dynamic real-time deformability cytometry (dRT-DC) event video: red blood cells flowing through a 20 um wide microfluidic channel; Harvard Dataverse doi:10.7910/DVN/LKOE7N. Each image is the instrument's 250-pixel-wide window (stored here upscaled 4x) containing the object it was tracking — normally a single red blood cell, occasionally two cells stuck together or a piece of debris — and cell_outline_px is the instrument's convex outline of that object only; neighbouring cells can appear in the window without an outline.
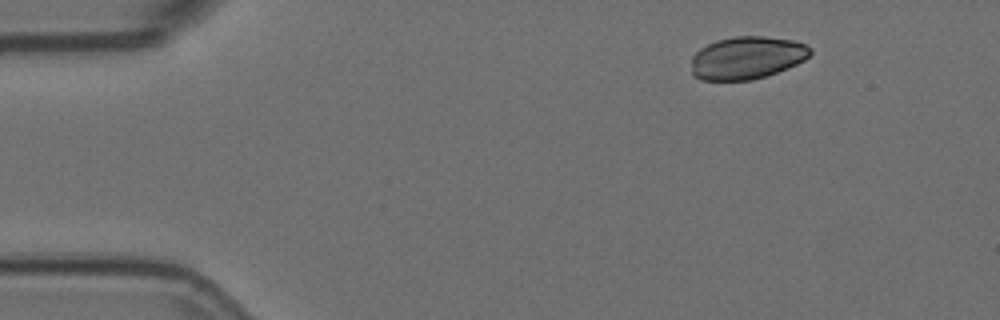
{"species": "Egyptian fruit bat (a non-hibernating species)", "species_latin": "Rousettus aegyptiacus", "temperature_condition": "room temperature", "stored_images_in_passage": 6, "camera_frame_rate_fps": 3000, "um_per_image_px": 0.085, "animal": {"sex": "female"}, "frame": {"image": 1, "passage_image": 2, "time_ms": 0.333, "image_size_px": [1000, 320], "cell_outline_px": [[812, 52], [804, 60], [788, 68], [752, 80], [700, 80], [692, 72], [692, 56], [700, 48], [716, 40], [736, 36], [764, 36], [792, 40], [804, 44], [812, 48]], "centroid_in_image_um": [63.48, 4.9], "position_along_channel_um": 21.5, "area_um2": 29.48}}
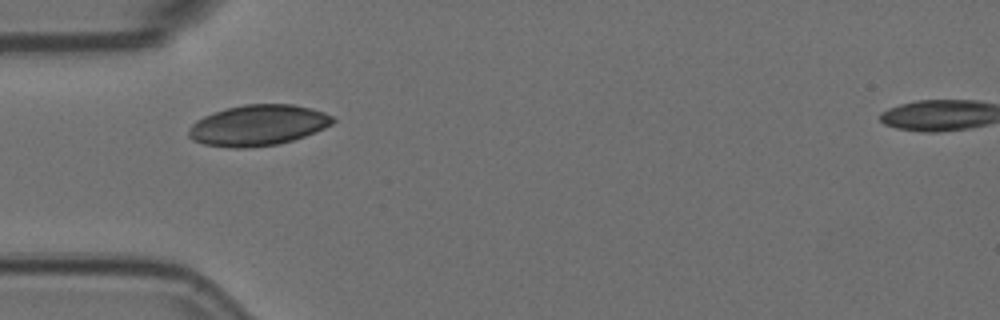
{"frame": {"image": 2, "passage_image": 5, "time_ms": 1.333, "image_size_px": [1000, 320], "cell_outline_px": [[336, 120], [332, 124], [324, 128], [304, 136], [292, 140], [276, 144], [244, 148], [232, 148], [204, 144], [192, 140], [188, 136], [188, 132], [192, 124], [196, 120], [204, 116], [228, 108], [244, 104], [292, 104], [312, 108], [324, 112], [332, 116]], "centroid_in_image_um": [21.93, 10.64], "position_along_channel_um": 63.1, "area_um2": 34.04}}
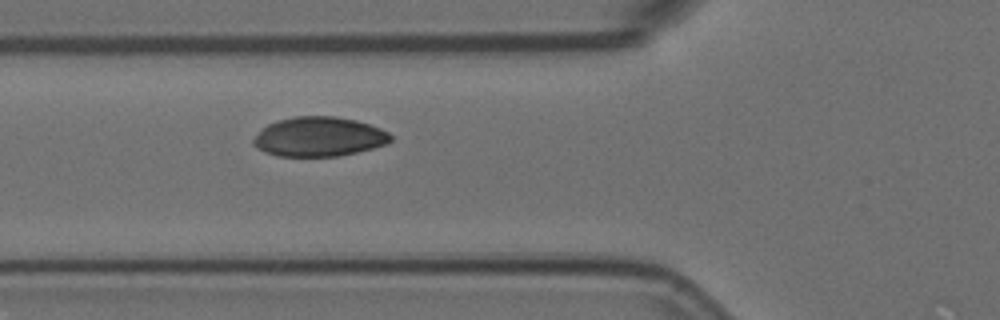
{"frame": {"image": 3, "passage_image": 6, "time_ms": 1.667, "image_size_px": [1000, 320], "cell_outline_px": [[392, 140], [388, 144], [356, 152], [336, 156], [280, 156], [268, 152], [252, 144], [252, 140], [268, 124], [276, 120], [296, 116], [336, 116], [356, 120], [380, 128], [388, 132], [392, 136]], "centroid_in_image_um": [27.15, 11.61], "position_along_channel_um": 98.6, "area_um2": 31.33}}